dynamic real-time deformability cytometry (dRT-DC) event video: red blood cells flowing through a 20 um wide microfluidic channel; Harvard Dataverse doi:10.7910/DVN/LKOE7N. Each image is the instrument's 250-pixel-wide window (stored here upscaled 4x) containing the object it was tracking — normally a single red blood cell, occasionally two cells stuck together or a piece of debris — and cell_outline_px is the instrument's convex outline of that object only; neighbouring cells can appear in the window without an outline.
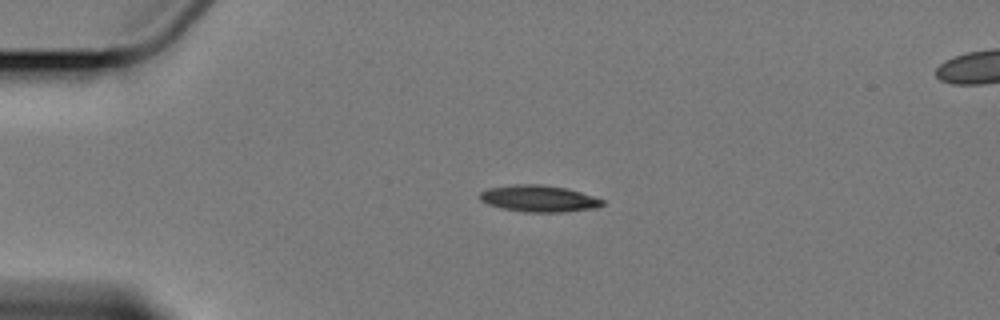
{"species": "Egyptian fruit bat (a non-hibernating species)", "species_latin": "Rousettus aegyptiacus", "temperature_condition": "cold", "stored_images_in_passage": 5, "segment_of_instrument_passage": [1, 2], "camera_frame_rate_fps": 3000, "um_per_image_px": 0.085, "animal": {"sex": "female"}, "frame": {"image": 1, "passage_image": 3, "time_ms": 3.0, "image_size_px": [1000, 320], "cell_outline_px": [[604, 204], [596, 208], [564, 212], [524, 212], [504, 208], [488, 204], [480, 200], [480, 192], [488, 188], [516, 184], [540, 184], [568, 188], [604, 200]], "centroid_in_image_um": [45.81, 16.87], "position_along_channel_um": 39.2, "area_um2": 18.96}}